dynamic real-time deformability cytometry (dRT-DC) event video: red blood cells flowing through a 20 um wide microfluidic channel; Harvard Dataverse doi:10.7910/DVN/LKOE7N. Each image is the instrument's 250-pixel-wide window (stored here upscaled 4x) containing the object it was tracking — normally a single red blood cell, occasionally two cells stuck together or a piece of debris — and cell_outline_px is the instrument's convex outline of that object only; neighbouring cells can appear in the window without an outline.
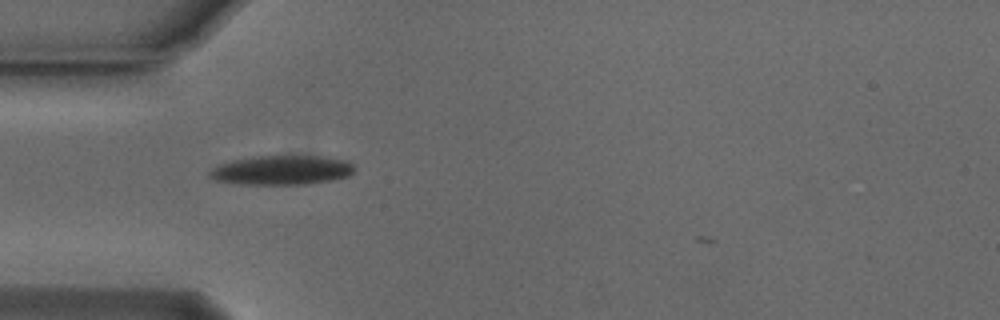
{"species": "Egyptian fruit bat (a non-hibernating species)", "species_latin": "Rousettus aegyptiacus", "temperature_condition": "cold", "stored_images_in_passage": 39, "camera_frame_rate_fps": 3000, "um_per_image_px": 0.085, "animal": {"sex": "male"}, "frame": {"image": 1, "passage_image": 4, "time_ms": 1.0, "image_size_px": [1000, 320], "cell_outline_px": [[352, 172], [348, 176], [332, 180], [308, 184], [244, 184], [216, 180], [208, 176], [208, 172], [216, 164], [232, 160], [252, 156], [320, 156], [344, 160], [352, 164]], "centroid_in_image_um": [23.88, 14.45], "position_along_channel_um": 61.1, "area_um2": 24.68}}
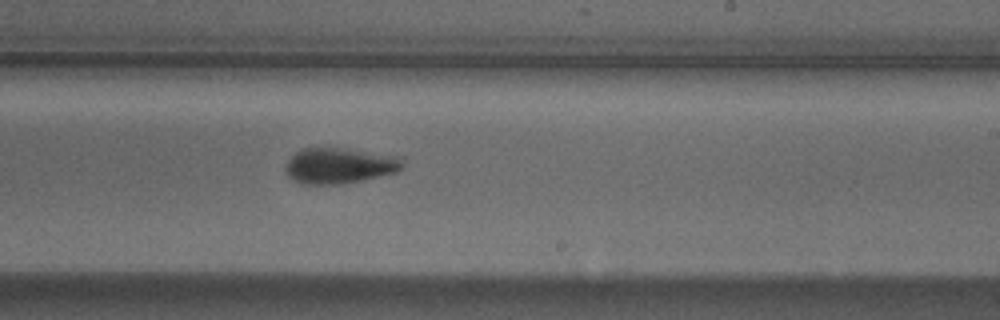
{"frame": {"image": 2, "passage_image": 20, "time_ms": 6.333, "image_size_px": [1000, 320], "cell_outline_px": [[404, 168], [396, 172], [360, 180], [340, 184], [300, 184], [292, 180], [288, 176], [284, 168], [288, 160], [300, 148], [340, 148], [404, 156]], "centroid_in_image_um": [28.87, 14.07], "position_along_channel_um": 260.1, "area_um2": 24.57}}
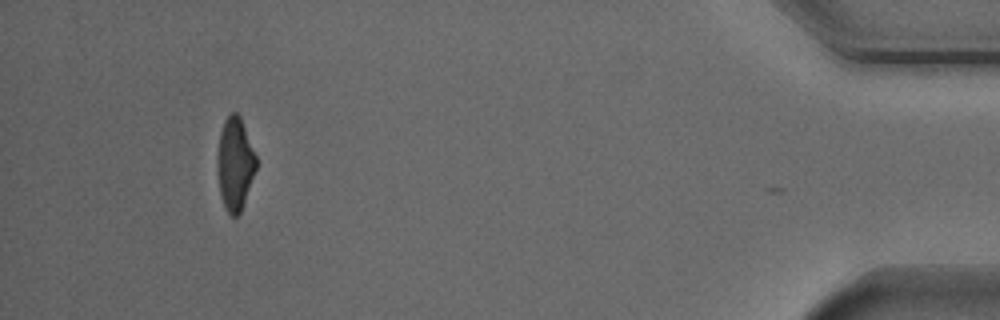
{"frame": {"image": 3, "passage_image": 38, "time_ms": 12.333, "image_size_px": [1000, 320], "cell_outline_px": [[256, 168], [244, 204], [240, 212], [236, 216], [232, 216], [224, 208], [220, 196], [216, 168], [216, 156], [220, 132], [224, 120], [232, 112], [236, 112], [240, 116], [256, 156]], "centroid_in_image_um": [19.94, 13.94], "position_along_channel_um": 415.3, "area_um2": 21.15}, "authors_computed_cell_mechanics": {"area_um2": 23.5246, "velocity_mm_per_s": 3.77, "shape_relaxation_time_tau1_ms": 3.8977, "shape_relaxation_time_tau2_ms": 9.2078, "deformation_change_tau1": 0.1651, "deformation_change_tau2": 0.1772}}